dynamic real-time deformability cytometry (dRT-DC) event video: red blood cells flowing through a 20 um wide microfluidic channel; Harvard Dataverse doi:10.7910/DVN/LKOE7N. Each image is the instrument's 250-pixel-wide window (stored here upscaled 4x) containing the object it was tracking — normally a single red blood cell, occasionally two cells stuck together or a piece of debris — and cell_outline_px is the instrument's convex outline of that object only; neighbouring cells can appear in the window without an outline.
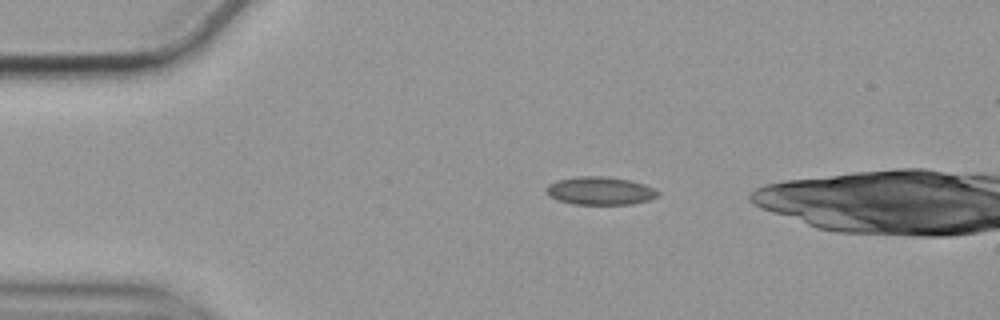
{"species": "common noctule bat (a hibernating species)", "species_latin": "Nyctalus noctula", "temperature_condition": "cold", "stored_images_in_passage": 39, "camera_frame_rate_fps": 3000, "um_per_image_px": 0.085, "animal": {"sex": "female", "body_mass_g": 19.9}, "frame": {"image": 1, "passage_image": 1, "time_ms": 0.0, "image_size_px": [1000, 320], "cell_outline_px": [[660, 196], [648, 200], [632, 204], [576, 204], [560, 200], [548, 196], [544, 192], [544, 188], [548, 184], [556, 180], [576, 176], [608, 176], [628, 180], [644, 184], [656, 188], [660, 192]], "centroid_in_image_um": [51.0, 16.21], "position_along_channel_um": 34.0, "area_um2": 18.5}}
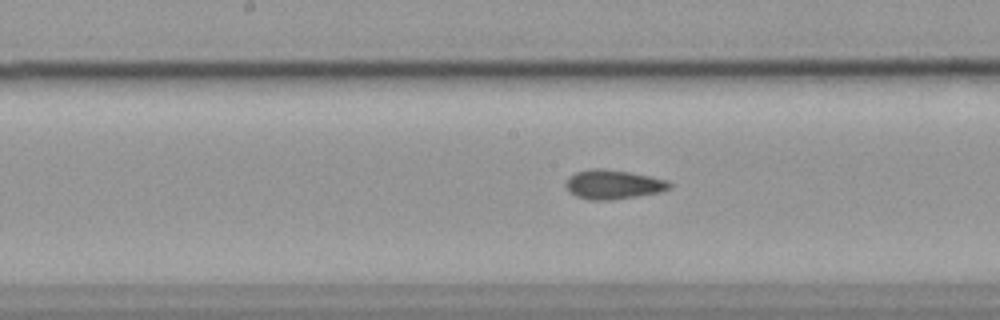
{"frame": {"image": 2, "passage_image": 18, "time_ms": 5.667, "image_size_px": [1000, 320], "cell_outline_px": [[672, 188], [660, 192], [612, 200], [588, 200], [576, 196], [568, 192], [564, 184], [568, 176], [576, 172], [592, 168], [600, 168], [628, 172], [668, 180], [672, 184]], "centroid_in_image_um": [52.09, 15.68], "position_along_channel_um": 196.1, "area_um2": 17.8}}
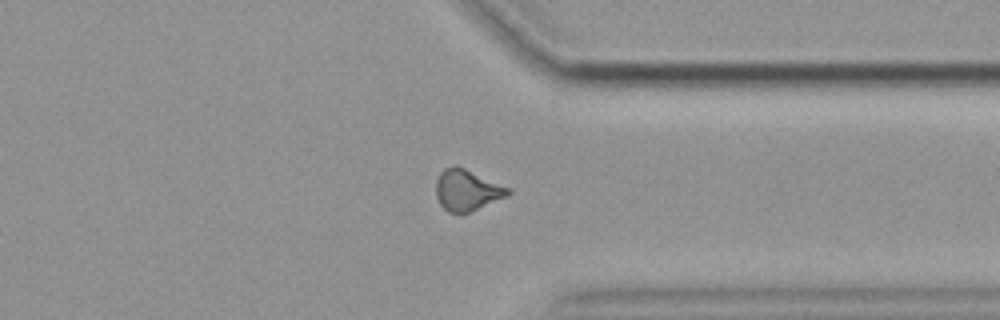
{"frame": {"image": 3, "passage_image": 33, "time_ms": 10.667, "image_size_px": [1000, 320], "cell_outline_px": [[512, 192], [508, 196], [460, 216], [448, 212], [440, 204], [436, 196], [436, 180], [440, 172], [444, 168], [452, 164], [456, 164], [512, 188]], "centroid_in_image_um": [39.7, 16.16], "position_along_channel_um": 371.7, "area_um2": 17.86}}